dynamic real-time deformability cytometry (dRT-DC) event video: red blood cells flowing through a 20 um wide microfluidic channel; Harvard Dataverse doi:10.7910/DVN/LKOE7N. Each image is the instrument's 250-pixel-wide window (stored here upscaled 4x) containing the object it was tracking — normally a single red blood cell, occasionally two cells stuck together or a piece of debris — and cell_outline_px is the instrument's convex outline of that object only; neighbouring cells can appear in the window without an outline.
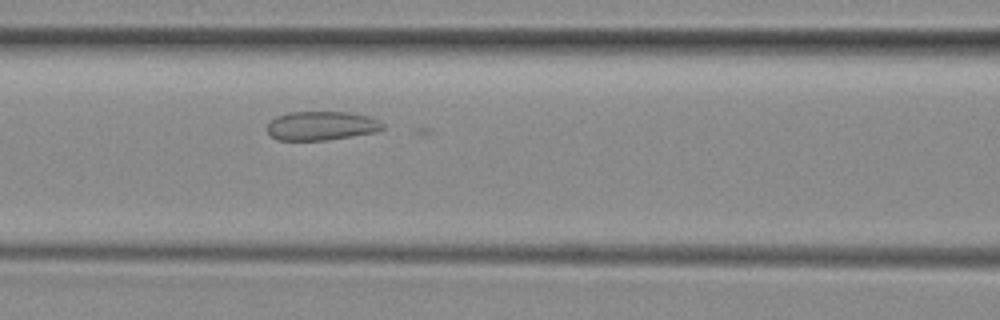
{"species": "common noctule bat (a hibernating species)", "species_latin": "Nyctalus noctula", "temperature_condition": "room temperature", "stored_images_in_passage": 29, "camera_frame_rate_fps": 3000, "um_per_image_px": 0.085, "animal": {"sex": "female", "body_mass_g": 29.2, "forearm_length_mm": 56.3}, "frame": {"image": 1, "passage_image": 9, "time_ms": 2.667, "image_size_px": [1000, 320], "cell_outline_px": [[384, 128], [376, 132], [324, 140], [276, 140], [268, 132], [268, 124], [276, 116], [288, 112], [348, 112], [368, 116], [384, 124]], "centroid_in_image_um": [27.3, 10.69], "position_along_channel_um": 139.3, "area_um2": 19.31}}
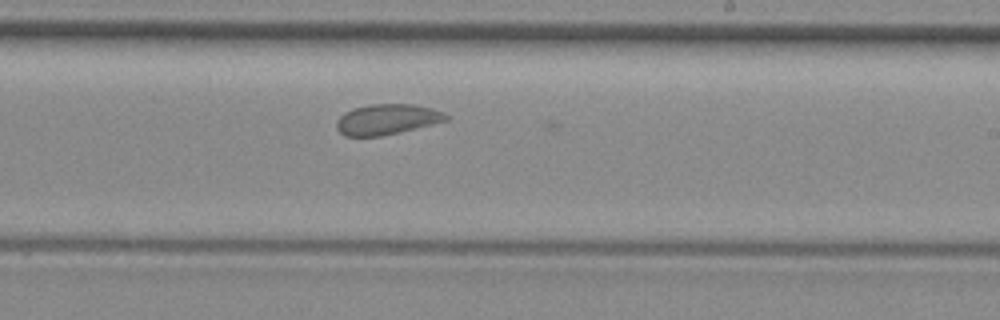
{"frame": {"image": 2, "passage_image": 18, "time_ms": 5.667, "image_size_px": [1000, 320], "cell_outline_px": [[448, 120], [416, 128], [380, 136], [344, 136], [336, 128], [336, 120], [344, 112], [352, 108], [368, 104], [412, 104], [432, 108], [444, 112], [448, 116]], "centroid_in_image_um": [32.86, 10.13], "position_along_channel_um": 256.1, "area_um2": 19.48}}
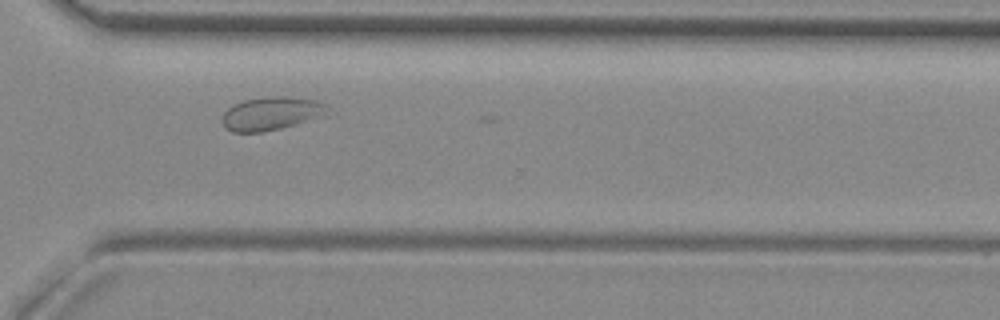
{"frame": {"image": 3, "passage_image": 25, "time_ms": 8.0, "image_size_px": [1000, 320], "cell_outline_px": [[328, 108], [296, 124], [280, 128], [260, 132], [232, 132], [224, 124], [224, 112], [232, 104], [244, 100], [264, 96], [284, 96], [316, 100], [328, 104]], "centroid_in_image_um": [22.96, 9.62], "position_along_channel_um": 347.6, "area_um2": 19.65}}